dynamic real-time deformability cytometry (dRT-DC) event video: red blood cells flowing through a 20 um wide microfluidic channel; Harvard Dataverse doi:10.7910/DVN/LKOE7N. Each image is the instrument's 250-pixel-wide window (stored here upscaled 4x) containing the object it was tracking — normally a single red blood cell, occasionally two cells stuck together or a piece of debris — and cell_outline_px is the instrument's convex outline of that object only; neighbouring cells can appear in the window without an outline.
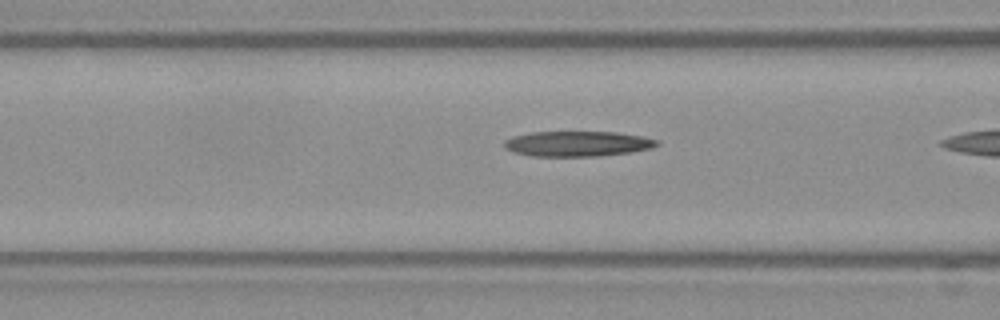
{"species": "Egyptian fruit bat (a non-hibernating species)", "species_latin": "Rousettus aegyptiacus", "temperature_condition": "warm", "stored_images_in_passage": 29, "camera_frame_rate_fps": 3000, "um_per_image_px": 0.085, "frame": {"image": 1, "passage_image": 14, "time_ms": 4.333, "image_size_px": [1000, 320], "cell_outline_px": [[660, 144], [652, 148], [632, 152], [600, 156], [532, 156], [512, 152], [504, 148], [504, 140], [512, 136], [532, 132], [616, 132], [640, 136], [660, 140]], "centroid_in_image_um": [49.08, 12.22], "position_along_channel_um": 117.5, "area_um2": 22.66}}
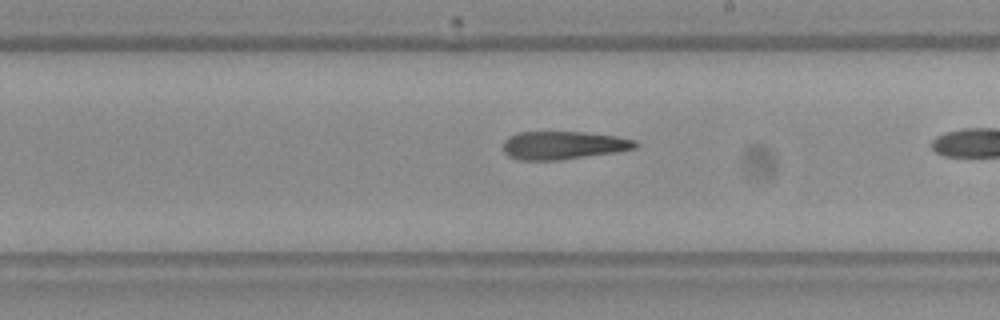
{"frame": {"image": 2, "passage_image": 24, "time_ms": 7.667, "image_size_px": [1000, 320], "cell_outline_px": [[640, 144], [636, 148], [616, 152], [560, 160], [516, 160], [508, 156], [504, 152], [504, 140], [508, 136], [516, 132], [584, 132], [616, 136], [636, 140]], "centroid_in_image_um": [47.87, 12.35], "position_along_channel_um": 241.1, "area_um2": 21.85}}
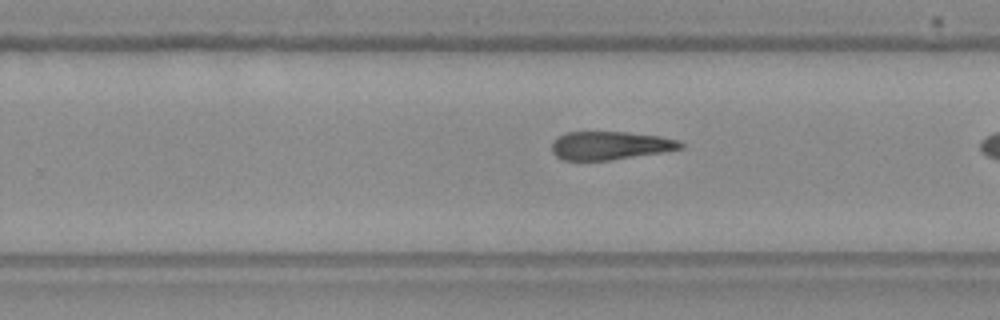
{"frame": {"image": 3, "passage_image": 27, "time_ms": 8.667, "image_size_px": [1000, 320], "cell_outline_px": [[684, 148], [664, 152], [608, 160], [564, 160], [556, 156], [552, 152], [552, 140], [556, 136], [564, 132], [628, 132], [660, 136], [680, 140], [684, 144]], "centroid_in_image_um": [51.86, 12.36], "position_along_channel_um": 277.9, "area_um2": 21.44}}